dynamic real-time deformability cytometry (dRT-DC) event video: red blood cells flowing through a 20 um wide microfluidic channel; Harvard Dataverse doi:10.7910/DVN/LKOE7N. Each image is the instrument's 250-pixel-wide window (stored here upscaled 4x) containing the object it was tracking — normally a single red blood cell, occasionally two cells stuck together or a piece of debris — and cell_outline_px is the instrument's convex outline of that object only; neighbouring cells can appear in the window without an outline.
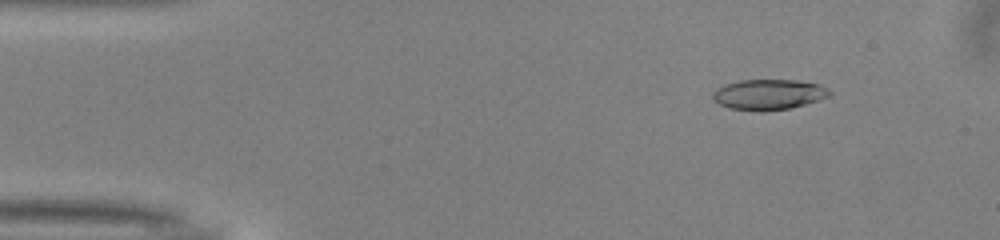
{"species": "common noctule bat (a hibernating species)", "species_latin": "Nyctalus noctula", "temperature_condition": "warm", "stored_images_in_passage": 51, "camera_frame_rate_fps": 3000, "um_per_image_px": 0.085, "animal": {"sex": "male", "body_mass_g": 13.0, "forearm_length_mm": 53.1}, "frame": {"image": 1, "passage_image": 6, "time_ms": 1.667, "image_size_px": [1000, 240], "cell_outline_px": [[832, 92], [828, 96], [804, 104], [788, 108], [764, 112], [728, 108], [720, 104], [712, 96], [712, 92], [716, 88], [724, 84], [740, 80], [796, 80], [820, 84]], "centroid_in_image_um": [65.29, 8.03], "position_along_channel_um": 19.7, "area_um2": 20.63}}
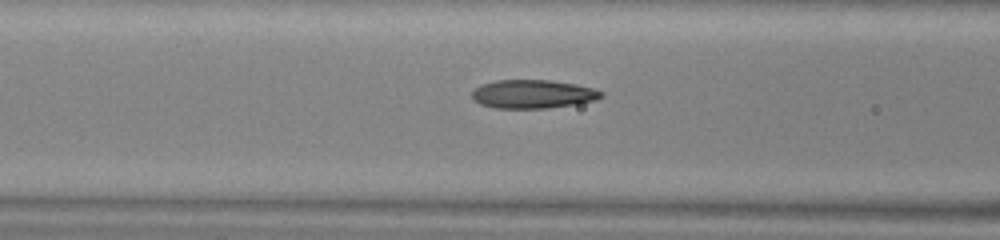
{"frame": {"image": 2, "passage_image": 20, "time_ms": 6.333, "image_size_px": [1000, 240], "cell_outline_px": [[604, 96], [596, 100], [576, 104], [548, 108], [496, 108], [480, 104], [472, 100], [472, 92], [480, 84], [496, 80], [548, 80], [576, 84], [592, 88], [604, 92]], "centroid_in_image_um": [45.29, 8.0], "position_along_channel_um": 121.3, "area_um2": 21.62}}
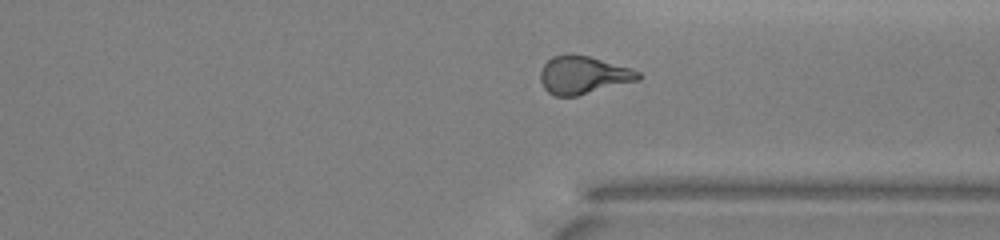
{"frame": {"image": 3, "passage_image": 38, "time_ms": 12.333, "image_size_px": [1000, 240], "cell_outline_px": [[644, 76], [640, 80], [576, 96], [556, 96], [548, 92], [544, 88], [540, 80], [540, 72], [544, 64], [552, 56], [568, 52], [588, 56], [632, 68], [640, 72]], "centroid_in_image_um": [49.59, 6.36], "position_along_channel_um": 361.8, "area_um2": 21.91}, "authors_computed_cell_mechanics": {"area_um2": 21.386, "velocity_mm_per_s": 4.0103, "shape_relaxation_time_tau1_ms": 5.2806, "shape_relaxation_time_tau2_ms": 1.1681, "deformation_change_tau1": 0.2048, "deformation_change_tau2": 0.093}}